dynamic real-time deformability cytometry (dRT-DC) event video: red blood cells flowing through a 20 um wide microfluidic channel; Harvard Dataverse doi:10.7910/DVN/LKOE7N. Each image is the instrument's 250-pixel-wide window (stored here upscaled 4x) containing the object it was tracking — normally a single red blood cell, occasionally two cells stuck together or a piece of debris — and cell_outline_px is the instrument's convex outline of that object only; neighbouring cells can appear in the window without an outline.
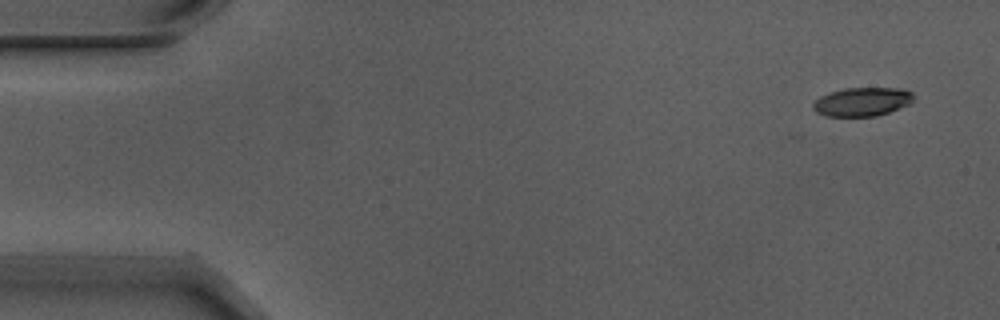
{"species": "Egyptian fruit bat (a non-hibernating species)", "species_latin": "Rousettus aegyptiacus", "temperature_condition": "warm", "stored_images_in_passage": 4, "camera_frame_rate_fps": 3000, "um_per_image_px": 0.085, "animal": {"sex": "male"}, "frame": {"image": 1, "passage_image": 1, "time_ms": 0.0, "image_size_px": [1000, 320], "cell_outline_px": [[916, 96], [908, 104], [888, 112], [876, 116], [824, 116], [816, 112], [812, 108], [812, 104], [820, 96], [844, 88], [904, 88], [912, 92]], "centroid_in_image_um": [73.28, 8.64], "position_along_channel_um": 11.7, "area_um2": 16.82}}